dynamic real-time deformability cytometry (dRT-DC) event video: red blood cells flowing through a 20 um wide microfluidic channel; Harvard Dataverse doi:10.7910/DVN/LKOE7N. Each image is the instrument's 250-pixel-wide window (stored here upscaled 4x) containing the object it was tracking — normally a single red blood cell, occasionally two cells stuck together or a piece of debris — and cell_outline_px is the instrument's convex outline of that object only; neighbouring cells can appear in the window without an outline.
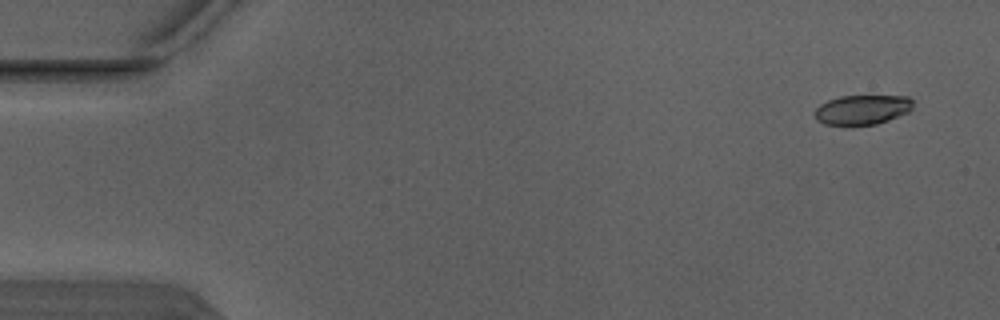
{"species": "Egyptian fruit bat (a non-hibernating species)", "species_latin": "Rousettus aegyptiacus", "temperature_condition": "warm", "stored_images_in_passage": 5, "camera_frame_rate_fps": 3000, "um_per_image_px": 0.085, "animal": {"sex": "male"}, "frame": {"image": 1, "passage_image": 1, "time_ms": 0.0, "image_size_px": [1000, 320], "cell_outline_px": [[912, 108], [908, 112], [888, 120], [876, 124], [852, 128], [824, 124], [816, 120], [812, 112], [820, 104], [828, 100], [840, 96], [908, 96], [912, 100]], "centroid_in_image_um": [73.22, 9.37], "position_along_channel_um": 11.8, "area_um2": 17.63}}
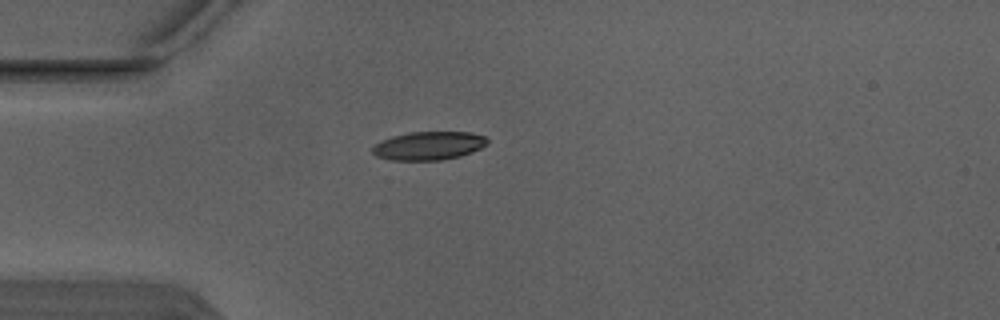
{"frame": {"image": 2, "passage_image": 4, "time_ms": 1.0, "image_size_px": [1000, 320], "cell_outline_px": [[488, 144], [472, 152], [460, 156], [440, 160], [392, 160], [376, 156], [372, 152], [372, 148], [380, 140], [392, 136], [408, 132], [472, 132], [484, 136], [488, 140]], "centroid_in_image_um": [36.44, 12.38], "position_along_channel_um": 48.6, "area_um2": 19.07}}